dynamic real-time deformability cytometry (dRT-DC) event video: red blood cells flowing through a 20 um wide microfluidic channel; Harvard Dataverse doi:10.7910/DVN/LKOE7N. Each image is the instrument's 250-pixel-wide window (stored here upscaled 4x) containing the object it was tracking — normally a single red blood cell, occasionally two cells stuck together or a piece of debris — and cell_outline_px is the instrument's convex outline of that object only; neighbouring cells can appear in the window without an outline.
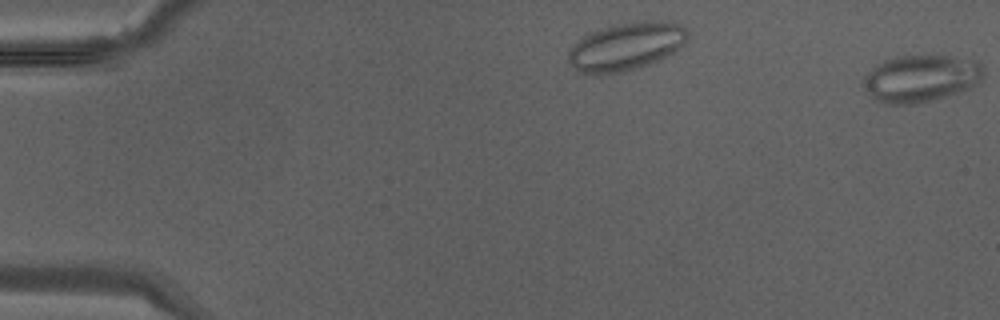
{"species": "Egyptian fruit bat (a non-hibernating species)", "species_latin": "Rousettus aegyptiacus", "temperature_condition": "warm", "stored_images_in_passage": 32, "camera_frame_rate_fps": 3000, "um_per_image_px": 0.085, "animal": {"sex": "male"}, "frame": {"image": 1, "passage_image": 1, "time_ms": 0.0, "image_size_px": [1000, 320], "cell_outline_px": [[984, 76], [972, 88], [948, 96], [916, 104], [884, 104], [872, 100], [864, 84], [864, 76], [876, 64], [884, 60], [896, 56], [952, 56], [980, 60], [984, 68]], "centroid_in_image_um": [78.31, 6.67], "position_along_channel_um": 6.7, "area_um2": 33.47}}
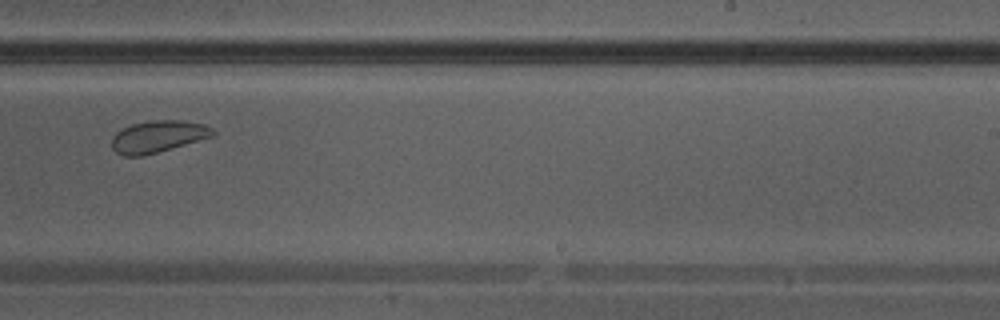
{"frame": {"image": 2, "passage_image": 19, "time_ms": 6.0, "image_size_px": [1000, 320], "cell_outline_px": [[216, 136], [144, 156], [124, 156], [116, 152], [112, 148], [112, 136], [116, 132], [132, 124], [152, 120], [180, 120], [204, 124], [212, 128], [216, 132]], "centroid_in_image_um": [13.46, 11.61], "position_along_channel_um": 275.5, "area_um2": 18.96}}